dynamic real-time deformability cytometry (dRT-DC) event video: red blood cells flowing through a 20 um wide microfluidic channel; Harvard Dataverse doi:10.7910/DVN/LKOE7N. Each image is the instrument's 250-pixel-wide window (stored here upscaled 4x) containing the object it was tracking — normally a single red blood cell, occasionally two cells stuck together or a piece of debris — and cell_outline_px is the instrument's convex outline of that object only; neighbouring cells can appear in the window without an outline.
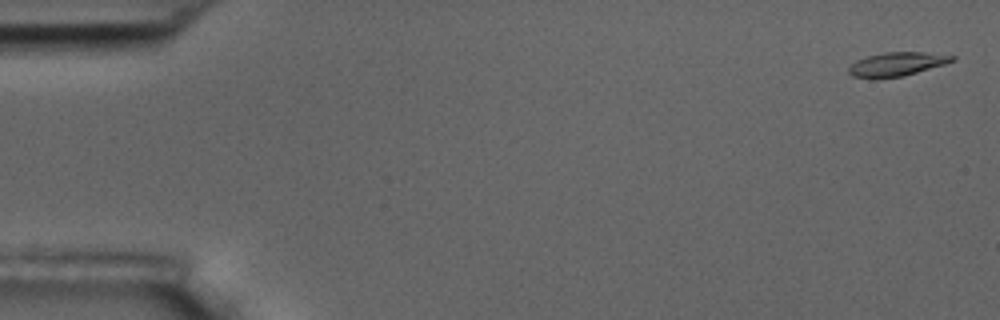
{"species": "common noctule bat (a hibernating species)", "species_latin": "Nyctalus noctula", "temperature_condition": "room temperature", "stored_images_in_passage": 6, "camera_frame_rate_fps": 3000, "um_per_image_px": 0.085, "animal": {"sex": "male", "body_mass_g": 17.5, "forearm_length_mm": 52.3}, "frame": {"image": 1, "passage_image": 1, "time_ms": 0.0, "image_size_px": [1000, 320], "cell_outline_px": [[956, 60], [944, 64], [904, 76], [852, 76], [848, 72], [848, 68], [856, 60], [868, 56], [884, 52], [924, 52], [956, 56]], "centroid_in_image_um": [76.29, 5.41], "position_along_channel_um": 8.7, "area_um2": 13.81}}
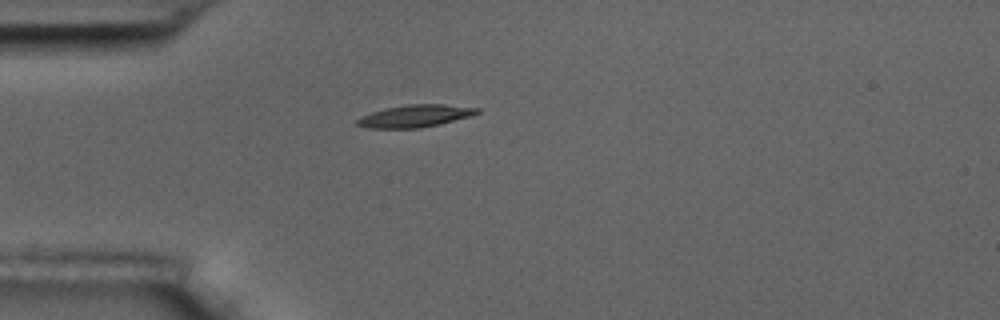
{"frame": {"image": 2, "passage_image": 5, "time_ms": 4.667, "image_size_px": [1000, 320], "cell_outline_px": [[480, 112], [472, 116], [440, 124], [420, 128], [372, 128], [356, 124], [352, 120], [360, 116], [384, 108], [408, 104], [444, 104], [480, 108]], "centroid_in_image_um": [35.28, 9.85], "position_along_channel_um": 49.7, "area_um2": 15.78}}